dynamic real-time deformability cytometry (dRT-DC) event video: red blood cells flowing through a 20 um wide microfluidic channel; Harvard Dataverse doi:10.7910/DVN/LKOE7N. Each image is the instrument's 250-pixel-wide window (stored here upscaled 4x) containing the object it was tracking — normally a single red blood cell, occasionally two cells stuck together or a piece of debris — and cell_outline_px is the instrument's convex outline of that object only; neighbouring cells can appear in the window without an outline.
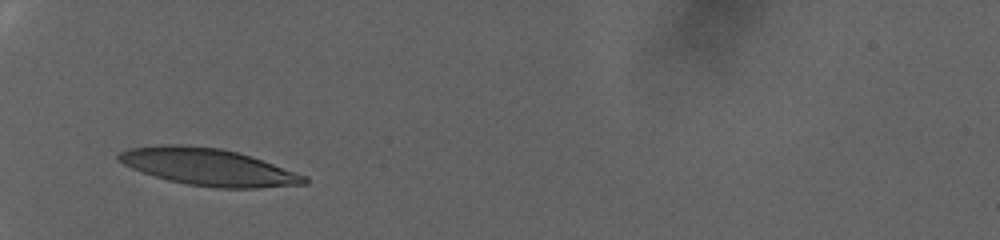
{"species": "human", "species_latin": "Homo sapiens", "temperature_condition": "warm", "stored_images_in_passage": 41, "camera_frame_rate_fps": 3000, "um_per_image_px": 0.085, "donor": {"sex": "female"}, "frame": {"image": 1, "passage_image": 1, "time_ms": 0.0, "image_size_px": [1000, 240], "cell_outline_px": [[308, 184], [260, 188], [216, 188], [188, 184], [168, 180], [132, 168], [124, 164], [116, 156], [120, 152], [128, 148], [160, 144], [180, 144], [220, 148], [252, 156], [308, 176]], "centroid_in_image_um": [17.75, 14.19], "position_along_channel_um": 67.2, "area_um2": 40.11}}
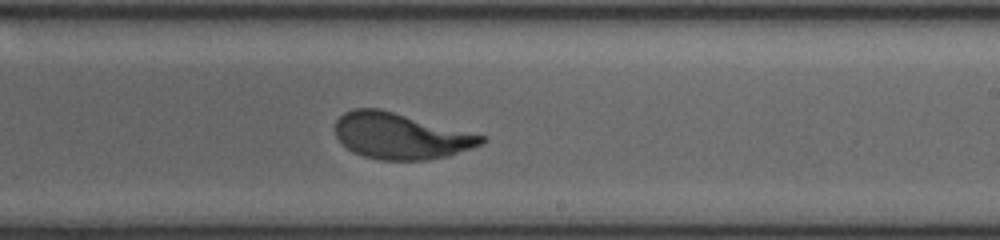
{"frame": {"image": 2, "passage_image": 22, "time_ms": 7.0, "image_size_px": [1000, 240], "cell_outline_px": [[488, 140], [472, 148], [448, 156], [428, 160], [380, 160], [364, 156], [352, 152], [336, 136], [336, 120], [344, 112], [352, 108], [380, 108], [488, 136]], "centroid_in_image_um": [34.09, 11.55], "position_along_channel_um": 254.9, "area_um2": 39.48}}
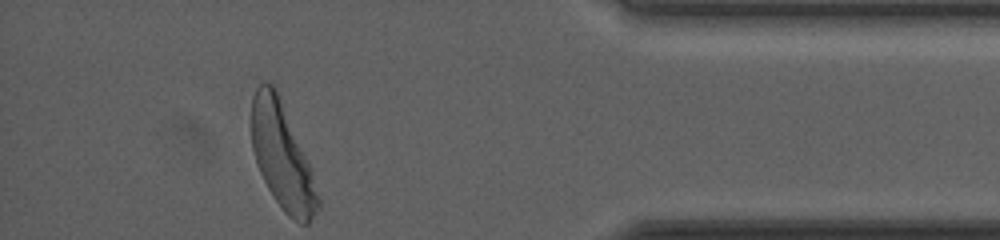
{"frame": {"image": 3, "passage_image": 41, "time_ms": 13.333, "image_size_px": [1000, 240], "cell_outline_px": [[320, 208], [308, 224], [300, 224], [288, 216], [284, 212], [268, 188], [260, 172], [252, 148], [252, 96], [256, 88], [264, 80], [272, 84], [276, 88], [312, 172], [320, 200]], "centroid_in_image_um": [23.98, 13.3], "position_along_channel_um": 411.2, "area_um2": 40.4}, "authors_computed_cell_mechanics": {"area_um2": 39.6508, "velocity_mm_per_s": 2.8904, "shape_relaxation_time_tau1_ms": 3.6266, "shape_relaxation_time_tau2_ms": null, "deformation_change_tau1": 0.1912, "deformation_change_tau2": null}}